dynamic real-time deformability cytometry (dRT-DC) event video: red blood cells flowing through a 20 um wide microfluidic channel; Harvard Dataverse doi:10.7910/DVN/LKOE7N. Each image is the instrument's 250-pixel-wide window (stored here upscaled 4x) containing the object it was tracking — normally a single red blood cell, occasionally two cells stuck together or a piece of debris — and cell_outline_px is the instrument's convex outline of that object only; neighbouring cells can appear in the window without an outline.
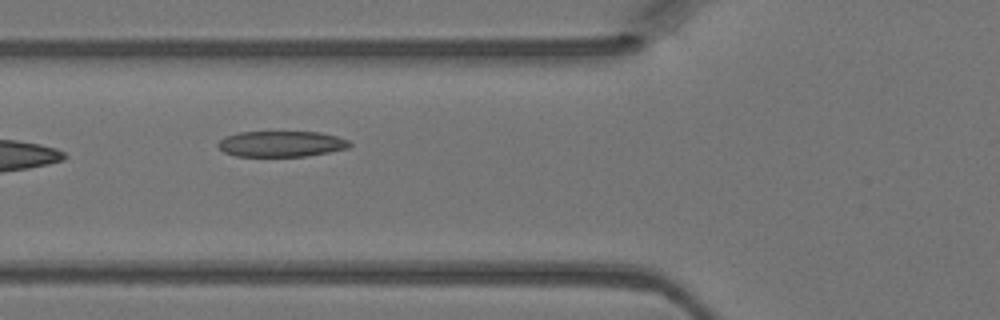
{"species": "Egyptian fruit bat (a non-hibernating species)", "species_latin": "Rousettus aegyptiacus", "temperature_condition": "warm", "stored_images_in_passage": 7, "camera_frame_rate_fps": 3000, "um_per_image_px": 0.085, "animal": {"sex": "female"}, "frame": {"image": 1, "passage_image": 6, "time_ms": 1.667, "image_size_px": [1000, 320], "cell_outline_px": [[352, 144], [348, 148], [328, 152], [304, 156], [236, 156], [224, 152], [216, 144], [224, 136], [240, 132], [320, 132], [336, 136], [348, 140]], "centroid_in_image_um": [23.89, 12.22], "position_along_channel_um": 101.9, "area_um2": 19.71}}
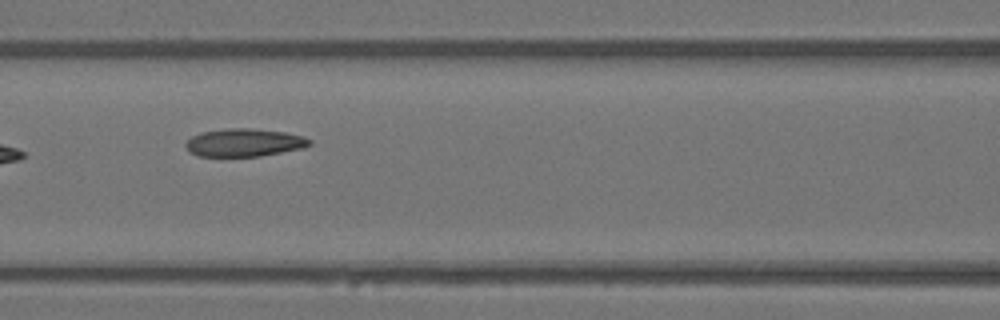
{"frame": {"image": 2, "passage_image": 7, "time_ms": 2.0, "image_size_px": [1000, 320], "cell_outline_px": [[312, 144], [300, 148], [260, 156], [200, 156], [192, 152], [184, 144], [192, 136], [200, 132], [228, 128], [248, 128], [284, 132], [304, 136], [312, 140]], "centroid_in_image_um": [20.77, 12.11], "position_along_channel_um": 145.8, "area_um2": 19.88}}